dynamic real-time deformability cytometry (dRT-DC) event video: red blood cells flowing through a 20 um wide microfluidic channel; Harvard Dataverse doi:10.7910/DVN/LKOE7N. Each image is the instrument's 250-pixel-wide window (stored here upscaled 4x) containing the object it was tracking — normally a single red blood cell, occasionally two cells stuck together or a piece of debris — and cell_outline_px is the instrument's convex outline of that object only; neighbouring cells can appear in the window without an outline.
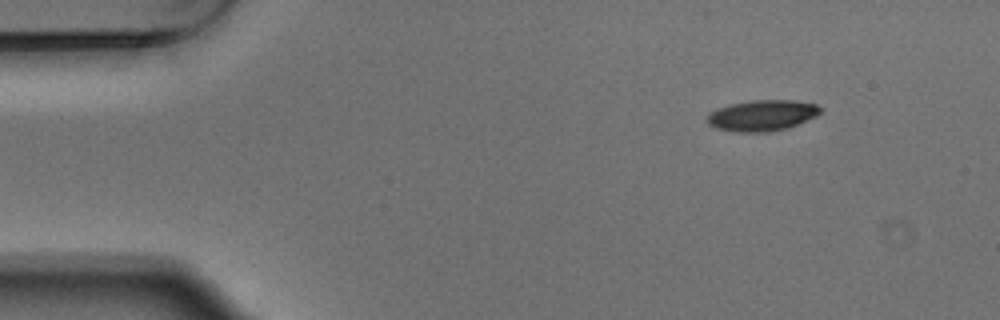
{"species": "Egyptian fruit bat (a non-hibernating species)", "species_latin": "Rousettus aegyptiacus", "temperature_condition": "warm", "stored_images_in_passage": 5, "camera_frame_rate_fps": 3000, "um_per_image_px": 0.085, "animal": {"sex": "male"}, "frame": {"image": 1, "passage_image": 1, "time_ms": 0.0, "image_size_px": [1000, 320], "cell_outline_px": [[820, 112], [816, 116], [788, 128], [768, 132], [736, 132], [716, 128], [708, 124], [704, 120], [708, 112], [732, 104], [752, 100], [796, 100], [816, 104], [820, 108]], "centroid_in_image_um": [64.75, 9.82], "position_along_channel_um": 20.3, "area_um2": 20.46}}
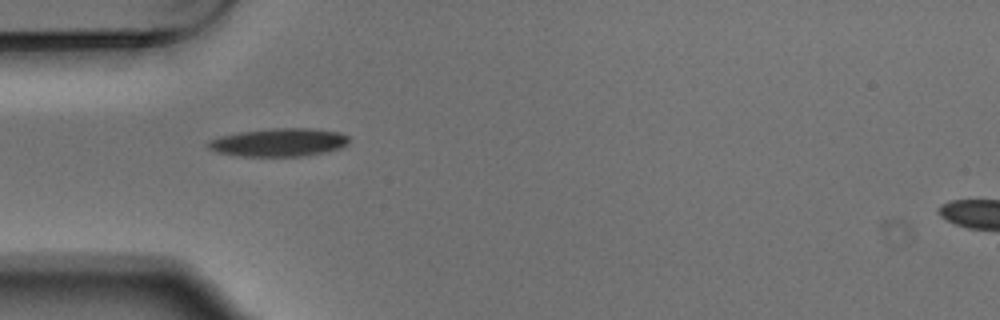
{"frame": {"image": 2, "passage_image": 4, "time_ms": 1.0, "image_size_px": [1000, 320], "cell_outline_px": [[348, 144], [340, 148], [324, 152], [300, 156], [240, 156], [216, 152], [208, 148], [204, 144], [208, 140], [220, 136], [240, 132], [272, 128], [308, 128], [340, 132], [348, 136]], "centroid_in_image_um": [23.66, 12.1], "position_along_channel_um": 61.3, "area_um2": 23.12}}
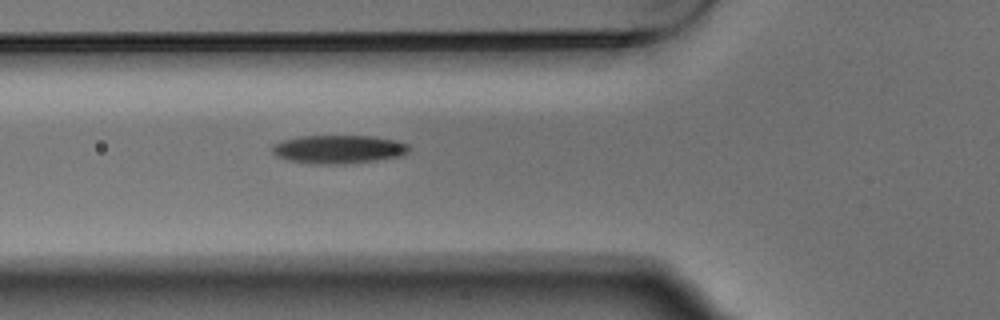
{"frame": {"image": 3, "passage_image": 5, "time_ms": 1.333, "image_size_px": [1000, 320], "cell_outline_px": [[412, 148], [404, 156], [376, 160], [344, 164], [312, 164], [288, 160], [276, 156], [272, 152], [272, 144], [280, 140], [300, 136], [372, 136], [396, 140], [408, 144]], "centroid_in_image_um": [28.78, 12.69], "position_along_channel_um": 97.0, "area_um2": 23.0}}